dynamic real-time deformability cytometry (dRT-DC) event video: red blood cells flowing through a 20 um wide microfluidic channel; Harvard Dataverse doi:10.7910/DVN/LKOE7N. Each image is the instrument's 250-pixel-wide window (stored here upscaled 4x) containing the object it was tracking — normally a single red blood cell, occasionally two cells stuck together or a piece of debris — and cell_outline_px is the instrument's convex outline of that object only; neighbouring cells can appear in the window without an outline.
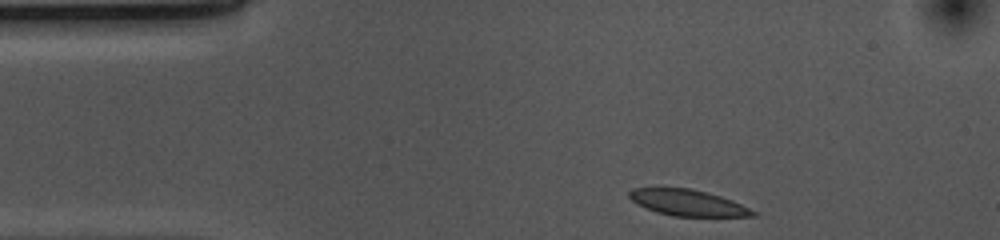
{"species": "common noctule bat (a hibernating species)", "species_latin": "Nyctalus noctula", "temperature_condition": "cold", "stored_images_in_passage": 34, "camera_frame_rate_fps": 3000, "um_per_image_px": 0.085, "animal": {"sex": "female", "body_mass_g": 10.0, "forearm_length_mm": 53.1}, "frame": {"image": 1, "passage_image": 1, "time_ms": 0.0, "image_size_px": [1000, 240], "cell_outline_px": [[756, 216], [672, 216], [656, 212], [636, 204], [628, 196], [628, 192], [632, 188], [692, 188], [708, 192], [732, 200], [756, 212]], "centroid_in_image_um": [58.42, 17.22], "position_along_channel_um": 26.6, "area_um2": 18.79}}
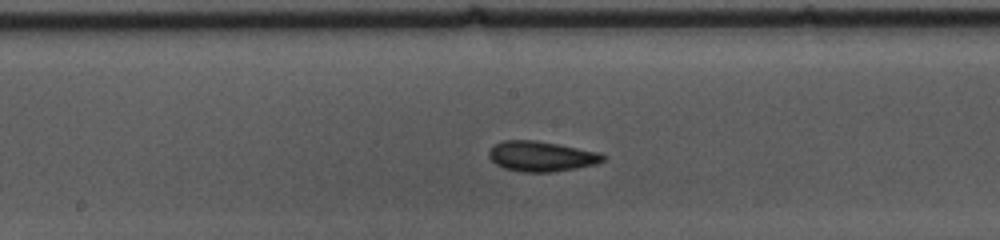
{"frame": {"image": 2, "passage_image": 19, "time_ms": 6.0, "image_size_px": [1000, 240], "cell_outline_px": [[604, 160], [596, 164], [576, 168], [552, 172], [524, 172], [504, 168], [496, 164], [488, 156], [488, 152], [496, 144], [504, 140], [536, 140], [600, 152], [604, 156]], "centroid_in_image_um": [46.01, 13.29], "position_along_channel_um": 202.2, "area_um2": 19.94}}
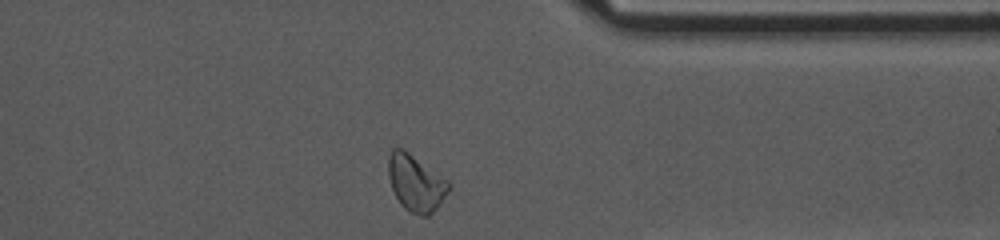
{"frame": {"image": 3, "passage_image": 34, "time_ms": 11.0, "image_size_px": [1000, 240], "cell_outline_px": [[452, 188], [440, 204], [428, 216], [420, 216], [404, 208], [400, 204], [392, 188], [388, 176], [388, 156], [392, 148], [404, 148], [448, 180], [452, 184]], "centroid_in_image_um": [35.36, 15.54], "position_along_channel_um": 376.0, "area_um2": 20.11}, "authors_computed_cell_mechanics": {"area_um2": 19.3052, "velocity_mm_per_s": 3.6704, "shape_relaxation_time_tau1_ms": 2.9174, "shape_relaxation_time_tau2_ms": 1.567, "deformation_change_tau1": 0.1084, "deformation_change_tau2": 0.0775}}